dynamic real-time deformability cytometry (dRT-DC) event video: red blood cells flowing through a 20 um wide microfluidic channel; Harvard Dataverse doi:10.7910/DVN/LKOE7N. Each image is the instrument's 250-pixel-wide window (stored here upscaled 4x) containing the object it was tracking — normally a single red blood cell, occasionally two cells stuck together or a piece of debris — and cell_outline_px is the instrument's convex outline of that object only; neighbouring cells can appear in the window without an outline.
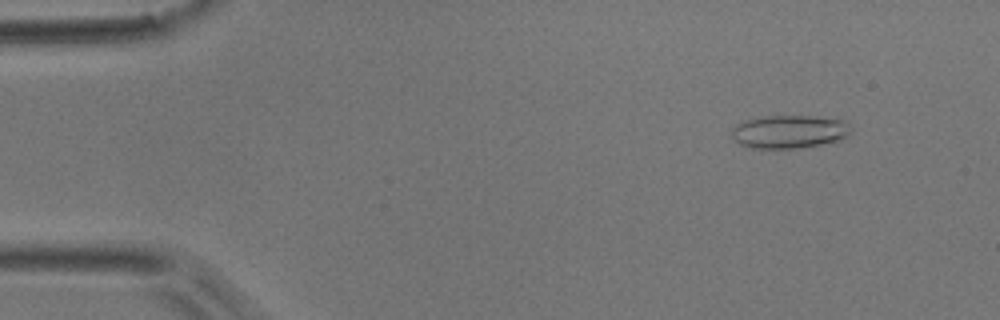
{"species": "common noctule bat (a hibernating species)", "species_latin": "Nyctalus noctula", "temperature_condition": "room temperature", "stored_images_in_passage": 50, "camera_frame_rate_fps": 3000, "um_per_image_px": 0.085, "animal": {"sex": "male", "body_mass_g": 17.9}, "frame": {"image": 1, "passage_image": 5, "time_ms": 1.333, "image_size_px": [1000, 320], "cell_outline_px": [[852, 128], [848, 136], [840, 140], [800, 148], [752, 148], [740, 144], [732, 136], [732, 128], [736, 124], [744, 120], [764, 116], [816, 116], [840, 120], [848, 124]], "centroid_in_image_um": [67.08, 11.19], "position_along_channel_um": 17.9, "area_um2": 23.0}}
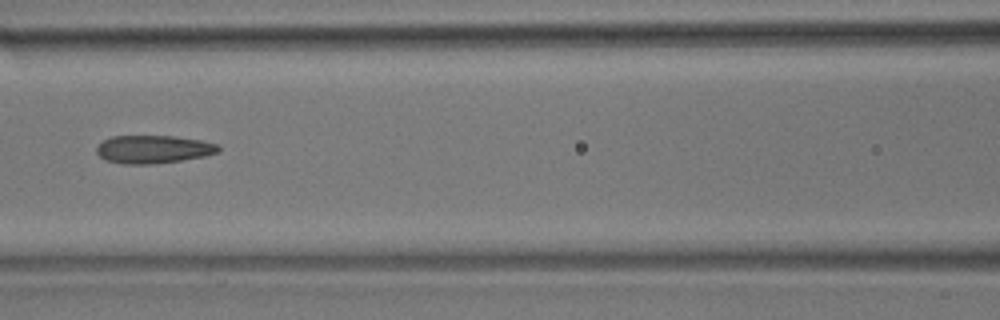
{"frame": {"image": 2, "passage_image": 22, "time_ms": 7.0, "image_size_px": [1000, 320], "cell_outline_px": [[220, 152], [204, 156], [180, 160], [152, 164], [124, 164], [104, 160], [96, 152], [96, 148], [104, 140], [112, 136], [172, 136], [200, 140], [216, 144], [220, 148]], "centroid_in_image_um": [13.01, 12.69], "position_along_channel_um": 153.6, "area_um2": 19.77}}
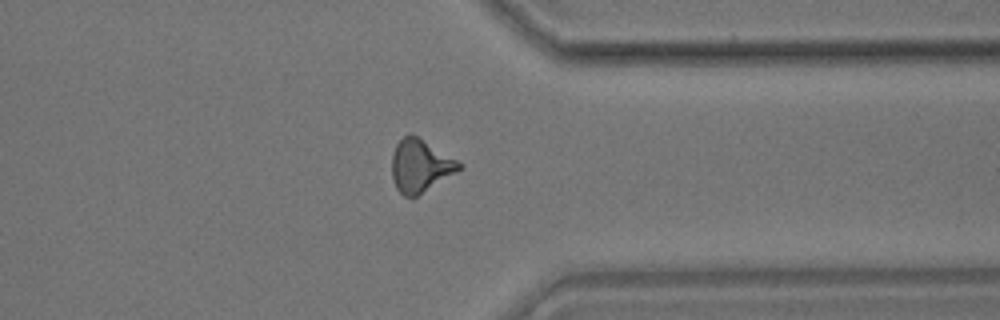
{"frame": {"image": 3, "passage_image": 39, "time_ms": 12.667, "image_size_px": [1000, 320], "cell_outline_px": [[464, 168], [412, 200], [404, 196], [396, 188], [392, 176], [392, 152], [396, 144], [404, 136], [416, 136], [464, 164]], "centroid_in_image_um": [35.74, 14.15], "position_along_channel_um": 375.7, "area_um2": 20.75}, "authors_computed_cell_mechanics": {"area_um2": 19.9699, "velocity_mm_per_s": 4.0119, "shape_relaxation_time_tau1_ms": null, "shape_relaxation_time_tau2_ms": 2.6332, "deformation_change_tau1": null, "deformation_change_tau2": 0.1306}}